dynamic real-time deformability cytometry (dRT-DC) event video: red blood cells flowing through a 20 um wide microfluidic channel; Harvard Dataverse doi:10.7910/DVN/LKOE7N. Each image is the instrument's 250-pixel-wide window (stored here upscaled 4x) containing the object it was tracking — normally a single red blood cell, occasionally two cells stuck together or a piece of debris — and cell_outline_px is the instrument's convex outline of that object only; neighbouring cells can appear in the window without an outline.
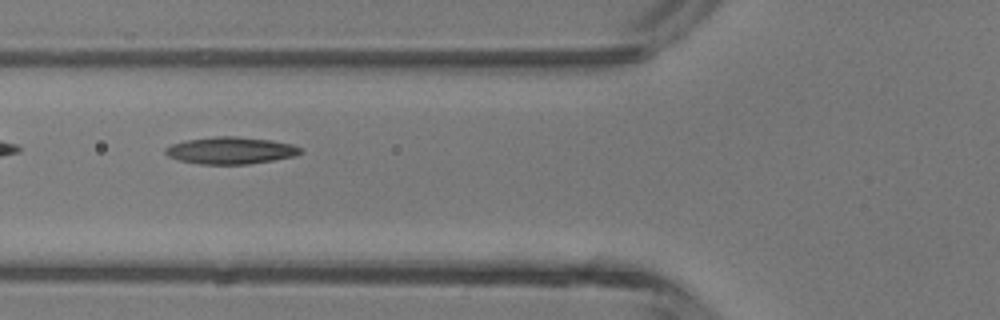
{"species": "common noctule bat (a hibernating species)", "species_latin": "Nyctalus noctula", "temperature_condition": "room temperature", "stored_images_in_passage": 6, "camera_frame_rate_fps": 3000, "um_per_image_px": 0.085, "animal": {"sex": "male", "body_mass_g": 13.3}, "frame": {"image": 1, "passage_image": 5, "time_ms": 4.667, "image_size_px": [1000, 320], "cell_outline_px": [[304, 152], [292, 156], [272, 160], [248, 164], [200, 164], [180, 160], [168, 156], [164, 152], [164, 148], [172, 144], [184, 140], [216, 136], [236, 136], [272, 140], [292, 144], [300, 148]], "centroid_in_image_um": [19.58, 12.78], "position_along_channel_um": 106.2, "area_um2": 21.21}}
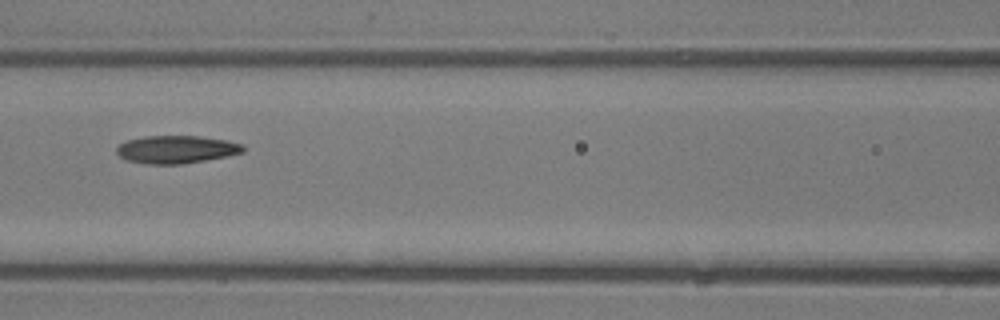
{"frame": {"image": 2, "passage_image": 6, "time_ms": 5.667, "image_size_px": [1000, 320], "cell_outline_px": [[244, 152], [228, 156], [180, 164], [148, 164], [128, 160], [120, 156], [116, 152], [116, 148], [120, 144], [128, 140], [144, 136], [200, 136], [228, 140], [244, 144]], "centroid_in_image_um": [15.03, 12.69], "position_along_channel_um": 151.6, "area_um2": 20.46}}